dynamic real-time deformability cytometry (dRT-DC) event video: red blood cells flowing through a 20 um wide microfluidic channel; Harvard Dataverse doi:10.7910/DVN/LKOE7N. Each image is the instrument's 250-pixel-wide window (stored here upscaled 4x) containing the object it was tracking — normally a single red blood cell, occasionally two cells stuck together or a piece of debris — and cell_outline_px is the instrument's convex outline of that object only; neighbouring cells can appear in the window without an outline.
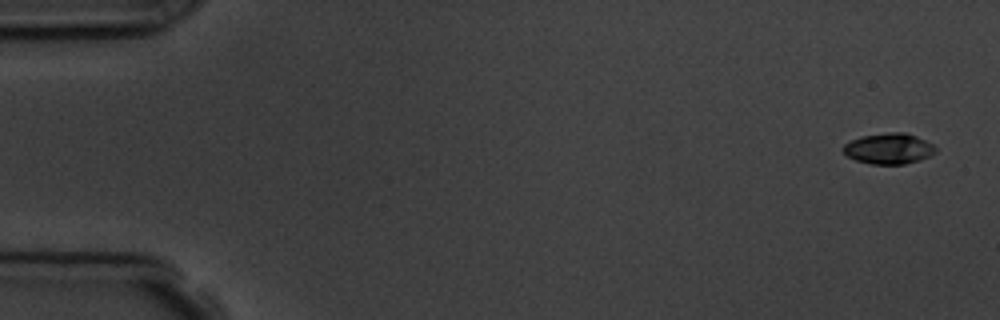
{"species": "common noctule bat (a hibernating species)", "species_latin": "Nyctalus noctula", "temperature_condition": "room temperature", "stored_images_in_passage": 5, "camera_frame_rate_fps": 3000, "um_per_image_px": 0.085, "animal": {"sex": "male", "body_mass_g": 19.5, "forearm_length_mm": 54.6}, "frame": {"image": 1, "passage_image": 1, "time_ms": 0.0, "image_size_px": [1000, 320], "cell_outline_px": [[936, 152], [920, 160], [904, 164], [872, 164], [856, 160], [848, 156], [840, 148], [844, 144], [860, 136], [888, 132], [904, 132], [916, 136], [932, 144], [936, 148]], "centroid_in_image_um": [75.52, 12.62], "position_along_channel_um": 9.5, "area_um2": 16.53}}
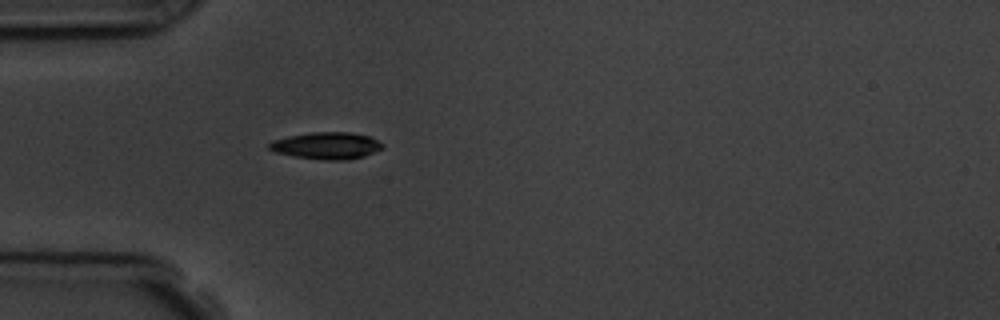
{"frame": {"image": 2, "passage_image": 5, "time_ms": 4.667, "image_size_px": [1000, 320], "cell_outline_px": [[384, 148], [364, 156], [348, 160], [324, 160], [296, 156], [276, 152], [268, 148], [268, 144], [272, 140], [288, 136], [312, 132], [352, 132], [368, 136], [384, 144]], "centroid_in_image_um": [27.78, 12.37], "position_along_channel_um": 57.2, "area_um2": 17.74}}